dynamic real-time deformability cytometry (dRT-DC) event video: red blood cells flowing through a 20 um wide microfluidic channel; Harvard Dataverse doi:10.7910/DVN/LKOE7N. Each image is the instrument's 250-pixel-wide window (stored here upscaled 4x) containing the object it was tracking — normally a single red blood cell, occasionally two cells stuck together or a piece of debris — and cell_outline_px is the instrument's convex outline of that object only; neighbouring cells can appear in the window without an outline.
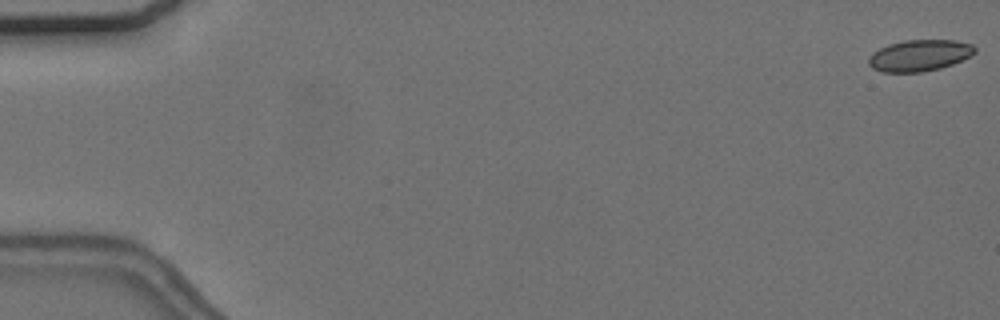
{"species": "common noctule bat (a hibernating species)", "species_latin": "Nyctalus noctula", "temperature_condition": "cold", "stored_images_in_passage": 8, "camera_frame_rate_fps": 3000, "um_per_image_px": 0.085, "animal": {"sex": "female", "body_mass_g": 24.6, "forearm_length_mm": 56.2}, "frame": {"image": 1, "passage_image": 1, "time_ms": 0.0, "image_size_px": [1000, 320], "cell_outline_px": [[976, 52], [952, 64], [940, 68], [920, 72], [880, 72], [872, 68], [868, 64], [868, 56], [872, 52], [888, 44], [904, 40], [956, 40], [972, 44], [976, 48]], "centroid_in_image_um": [78.11, 4.71], "position_along_channel_um": 6.9, "area_um2": 19.48}}